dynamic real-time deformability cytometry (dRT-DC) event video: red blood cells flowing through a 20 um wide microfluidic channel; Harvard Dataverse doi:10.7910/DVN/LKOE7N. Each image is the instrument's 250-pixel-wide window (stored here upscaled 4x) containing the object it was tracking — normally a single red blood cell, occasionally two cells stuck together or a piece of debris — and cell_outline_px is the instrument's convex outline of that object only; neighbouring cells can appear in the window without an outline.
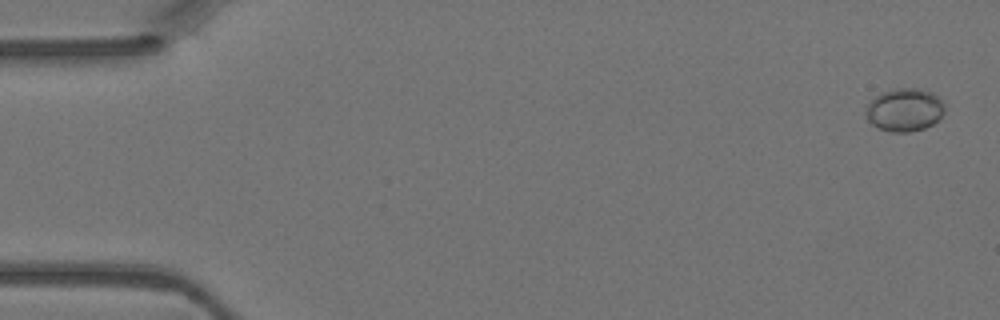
{"species": "Egyptian fruit bat (a non-hibernating species)", "species_latin": "Rousettus aegyptiacus", "temperature_condition": "warm", "stored_images_in_passage": 5, "camera_frame_rate_fps": 3000, "um_per_image_px": 0.085, "animal": {"sex": "female"}, "frame": {"image": 1, "passage_image": 1, "time_ms": 0.0, "image_size_px": [1000, 320], "cell_outline_px": [[944, 112], [932, 124], [924, 128], [908, 132], [892, 132], [876, 128], [868, 120], [864, 112], [868, 104], [876, 96], [884, 92], [896, 88], [920, 88], [932, 92], [940, 96], [944, 104]], "centroid_in_image_um": [76.89, 9.33], "position_along_channel_um": 8.1, "area_um2": 19.83}}
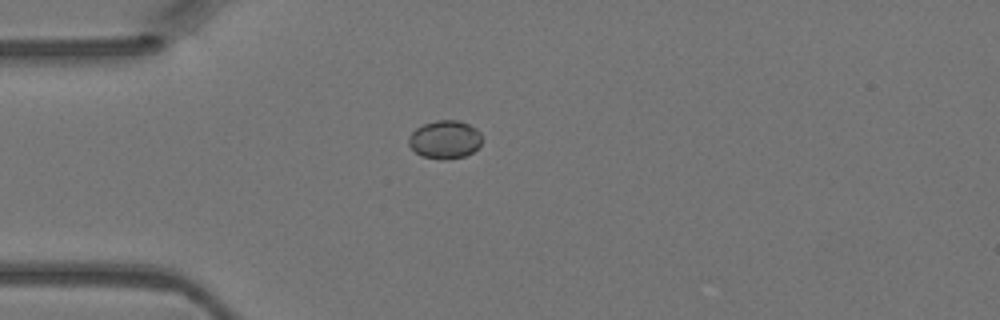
{"frame": {"image": 2, "passage_image": 4, "time_ms": 1.0, "image_size_px": [1000, 320], "cell_outline_px": [[484, 140], [472, 152], [464, 156], [444, 160], [420, 156], [408, 144], [408, 140], [412, 132], [416, 128], [424, 124], [436, 120], [460, 120], [476, 128], [480, 132]], "centroid_in_image_um": [37.83, 11.85], "position_along_channel_um": 47.2, "area_um2": 16.42}}